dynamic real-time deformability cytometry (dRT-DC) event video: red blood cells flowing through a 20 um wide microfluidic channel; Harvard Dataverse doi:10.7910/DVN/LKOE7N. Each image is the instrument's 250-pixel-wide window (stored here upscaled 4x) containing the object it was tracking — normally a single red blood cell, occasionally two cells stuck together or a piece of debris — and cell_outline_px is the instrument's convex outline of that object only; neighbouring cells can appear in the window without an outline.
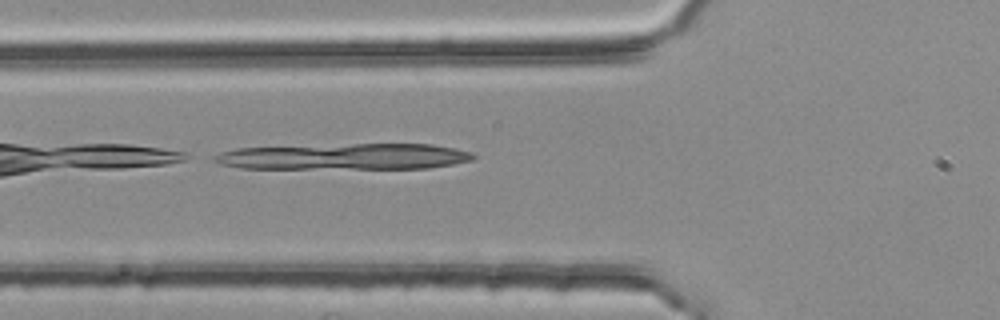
{"species": "common noctule bat (a hibernating species)", "species_latin": "Nyctalus noctula", "temperature_condition": "room temperature", "stored_images_in_passage": 3, "camera_frame_rate_fps": 3000, "um_per_image_px": 0.085, "animal": {"sex": "female", "body_mass_g": 25.1}, "frame": {"image": 1, "passage_image": 3, "time_ms": 0.667, "image_size_px": [1000, 320], "cell_outline_px": [[476, 156], [472, 160], [452, 164], [428, 168], [240, 168], [220, 164], [212, 160], [212, 156], [220, 152], [236, 148], [352, 144], [432, 144], [456, 148], [472, 152]], "centroid_in_image_um": [29.28, 13.3], "position_along_channel_um": 96.5, "area_um2": 39.36}}